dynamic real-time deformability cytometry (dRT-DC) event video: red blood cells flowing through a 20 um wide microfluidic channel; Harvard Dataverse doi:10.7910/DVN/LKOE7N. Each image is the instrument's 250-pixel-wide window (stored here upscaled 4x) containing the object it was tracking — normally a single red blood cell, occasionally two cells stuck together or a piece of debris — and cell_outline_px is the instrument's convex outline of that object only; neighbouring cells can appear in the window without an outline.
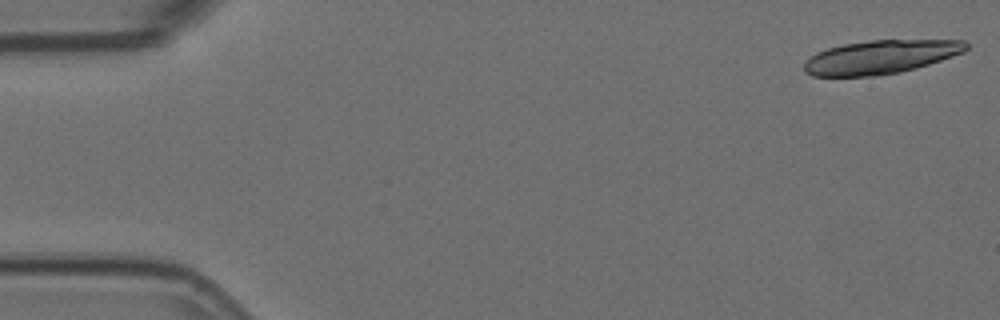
{"species": "Egyptian fruit bat (a non-hibernating species)", "species_latin": "Rousettus aegyptiacus", "temperature_condition": "room temperature", "stored_images_in_passage": 19, "camera_frame_rate_fps": 3000, "um_per_image_px": 0.085, "animal": {"sex": "female"}, "frame": {"image": 1, "passage_image": 1, "time_ms": 0.0, "image_size_px": [1000, 320], "cell_outline_px": [[968, 48], [964, 52], [916, 68], [900, 72], [872, 76], [812, 76], [804, 72], [804, 64], [816, 52], [828, 48], [844, 44], [872, 40], [964, 40], [968, 44]], "centroid_in_image_um": [74.85, 4.84], "position_along_channel_um": 10.2, "area_um2": 31.56}}